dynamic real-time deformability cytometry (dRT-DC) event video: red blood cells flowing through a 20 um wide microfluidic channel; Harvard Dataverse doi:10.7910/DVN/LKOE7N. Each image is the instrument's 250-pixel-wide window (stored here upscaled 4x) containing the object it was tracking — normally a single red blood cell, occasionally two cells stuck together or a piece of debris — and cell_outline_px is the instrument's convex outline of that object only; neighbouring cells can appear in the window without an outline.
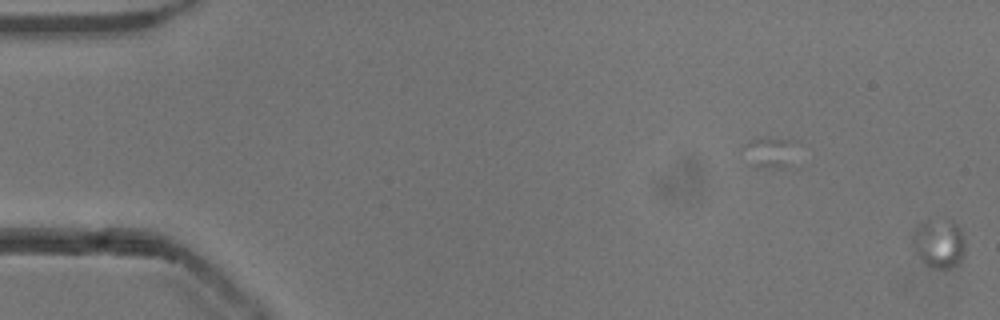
{"species": "common noctule bat (a hibernating species)", "species_latin": "Nyctalus noctula", "temperature_condition": "cold", "stored_images_in_passage": 63, "camera_frame_rate_fps": 3000, "um_per_image_px": 0.085, "animal": {"sex": "male", "body_mass_g": 13.3}, "frame": {"image": 1, "passage_image": 1, "time_ms": 0.0, "image_size_px": [1000, 320], "cell_outline_px": [[964, 256], [956, 264], [948, 268], [932, 268], [924, 264], [916, 252], [912, 244], [912, 240], [916, 228], [924, 220], [952, 220], [960, 228], [964, 240]], "centroid_in_image_um": [79.81, 20.68], "position_along_channel_um": 5.2, "area_um2": 14.91}}
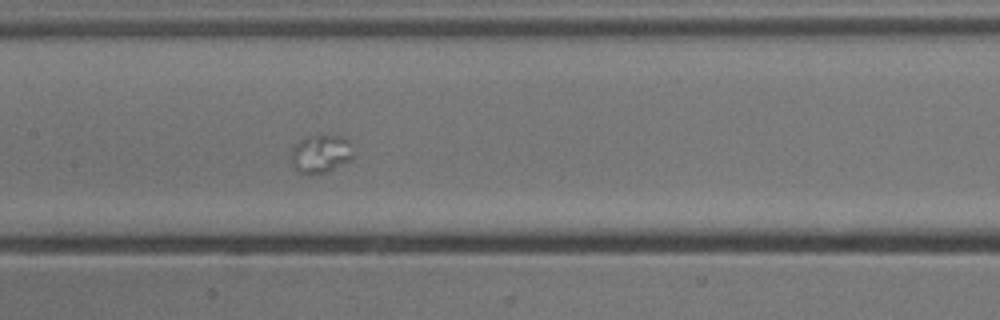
{"frame": {"image": 2, "passage_image": 31, "time_ms": 10.0, "image_size_px": [1000, 320], "cell_outline_px": [[356, 156], [352, 160], [328, 172], [308, 176], [300, 172], [296, 168], [292, 160], [292, 148], [300, 140], [308, 136], [344, 136], [348, 140]], "centroid_in_image_um": [27.33, 13.1], "position_along_channel_um": 180.1, "area_um2": 13.99}}
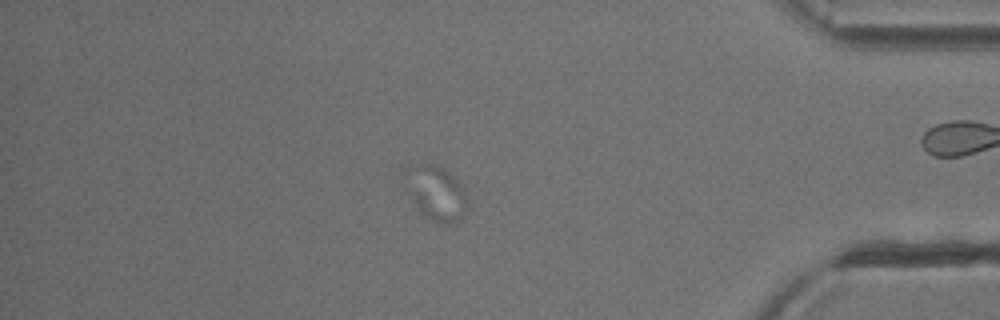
{"frame": {"image": 3, "passage_image": 53, "time_ms": 17.333, "image_size_px": [1000, 320], "cell_outline_px": [[468, 208], [452, 224], [440, 224], [424, 216], [416, 208], [404, 188], [424, 164], [432, 164], [444, 168], [464, 188], [468, 196]], "centroid_in_image_um": [37.19, 16.54], "position_along_channel_um": 398.0, "area_um2": 18.67}}